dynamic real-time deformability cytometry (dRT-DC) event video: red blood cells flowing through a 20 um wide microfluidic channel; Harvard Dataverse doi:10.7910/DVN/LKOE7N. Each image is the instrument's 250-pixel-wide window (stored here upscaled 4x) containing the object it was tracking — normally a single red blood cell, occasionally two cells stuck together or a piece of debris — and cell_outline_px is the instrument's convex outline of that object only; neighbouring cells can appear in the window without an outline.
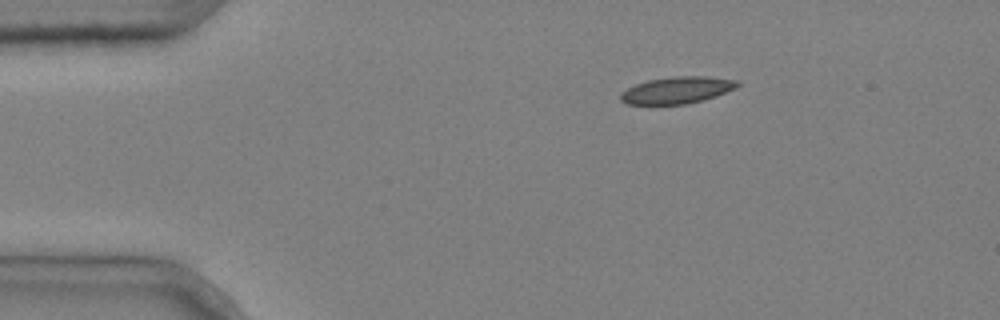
{"species": "common noctule bat (a hibernating species)", "species_latin": "Nyctalus noctula", "temperature_condition": "cold", "stored_images_in_passage": 4, "camera_frame_rate_fps": 3000, "um_per_image_px": 0.085, "animal": {"sex": "male", "body_mass_g": 20.4}, "frame": {"image": 1, "passage_image": 1, "time_ms": 0.0, "image_size_px": [1000, 320], "cell_outline_px": [[740, 84], [736, 88], [716, 96], [684, 104], [628, 104], [620, 100], [620, 92], [636, 84], [648, 80], [676, 76], [708, 76], [740, 80]], "centroid_in_image_um": [57.57, 7.65], "position_along_channel_um": 27.4, "area_um2": 18.21}}
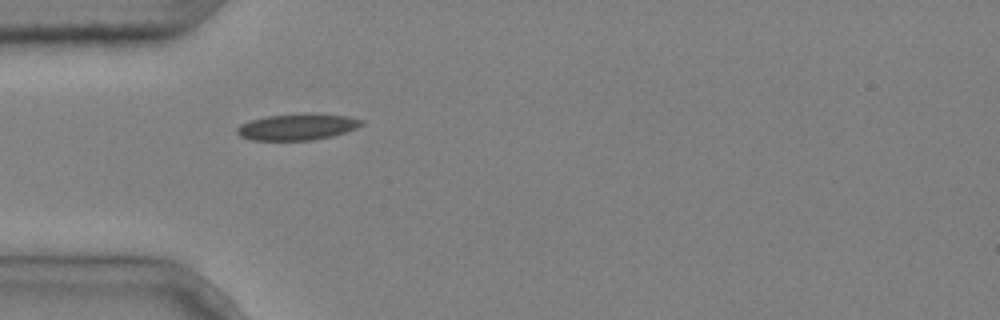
{"frame": {"image": 2, "passage_image": 3, "time_ms": 0.667, "image_size_px": [1000, 320], "cell_outline_px": [[364, 124], [356, 128], [332, 136], [312, 140], [252, 140], [240, 136], [236, 132], [236, 128], [240, 124], [252, 120], [268, 116], [304, 112], [312, 112], [348, 116], [364, 120]], "centroid_in_image_um": [25.3, 10.76], "position_along_channel_um": 59.7, "area_um2": 19.36}}